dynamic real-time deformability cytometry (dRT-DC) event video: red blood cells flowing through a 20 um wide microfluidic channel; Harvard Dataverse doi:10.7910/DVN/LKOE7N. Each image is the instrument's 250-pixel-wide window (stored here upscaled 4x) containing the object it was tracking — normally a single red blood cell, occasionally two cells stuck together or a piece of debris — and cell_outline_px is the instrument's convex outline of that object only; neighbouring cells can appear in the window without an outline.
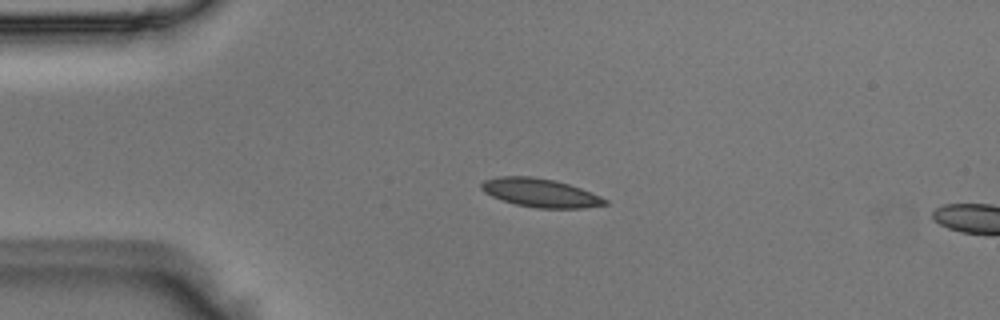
{"species": "Egyptian fruit bat (a non-hibernating species)", "species_latin": "Rousettus aegyptiacus", "temperature_condition": "room temperature", "stored_images_in_passage": 41, "segment_of_instrument_passage": [1, 2], "camera_frame_rate_fps": 3000, "um_per_image_px": 0.085, "animal": {"sex": "male"}, "frame": {"image": 1, "passage_image": 1, "time_ms": 0.0, "image_size_px": [1000, 320], "cell_outline_px": [[608, 204], [584, 208], [536, 208], [516, 204], [492, 196], [484, 192], [480, 188], [480, 184], [484, 180], [500, 176], [532, 176], [556, 180], [592, 192], [608, 200]], "centroid_in_image_um": [45.94, 16.38], "position_along_channel_um": 39.1, "area_um2": 20.58}}
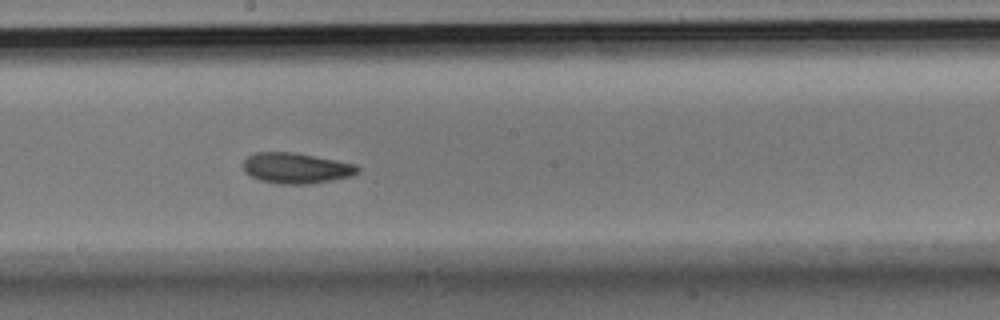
{"frame": {"image": 2, "passage_image": 17, "time_ms": 5.333, "image_size_px": [1000, 320], "cell_outline_px": [[360, 168], [352, 176], [332, 180], [308, 184], [280, 184], [260, 180], [244, 172], [244, 160], [248, 156], [256, 152], [296, 152], [356, 164]], "centroid_in_image_um": [25.18, 14.28], "position_along_channel_um": 223.0, "area_um2": 20.4}}
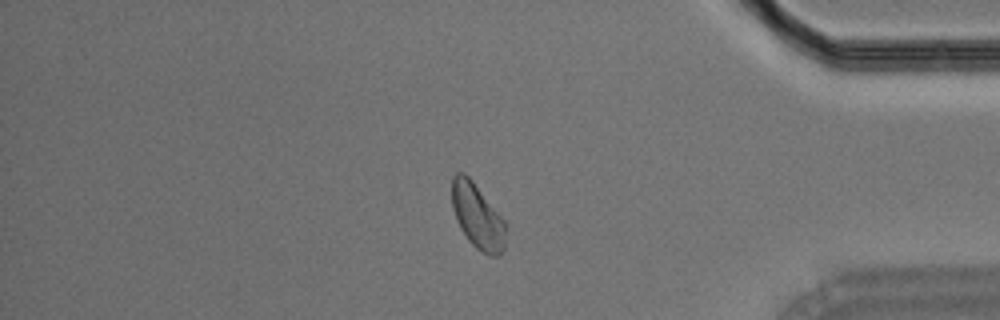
{"frame": {"image": 3, "passage_image": 32, "time_ms": 10.333, "image_size_px": [1000, 320], "cell_outline_px": [[508, 228], [504, 248], [500, 256], [488, 256], [480, 252], [468, 240], [460, 228], [456, 220], [452, 208], [452, 176], [456, 172], [464, 172], [472, 180], [504, 220]], "centroid_in_image_um": [40.6, 18.42], "position_along_channel_um": 394.6, "area_um2": 20.69}}